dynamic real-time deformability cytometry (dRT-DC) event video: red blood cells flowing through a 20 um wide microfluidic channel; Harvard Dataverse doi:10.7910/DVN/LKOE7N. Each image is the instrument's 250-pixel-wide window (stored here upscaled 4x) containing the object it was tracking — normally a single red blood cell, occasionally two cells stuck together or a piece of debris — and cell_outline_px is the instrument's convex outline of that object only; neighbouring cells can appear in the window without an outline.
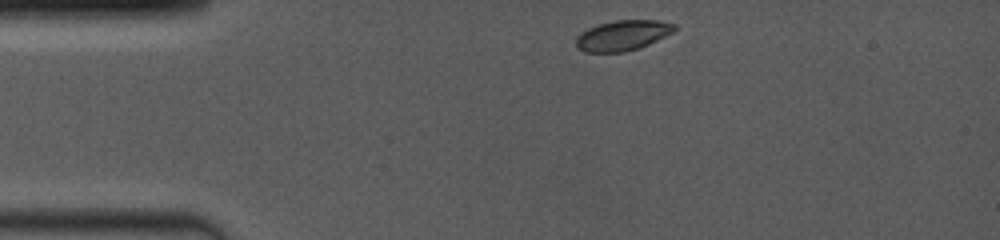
{"species": "common noctule bat (a hibernating species)", "species_latin": "Nyctalus noctula", "temperature_condition": "room temperature", "stored_images_in_passage": 30, "camera_frame_rate_fps": 4000, "um_per_image_px": 0.085, "animal": {"sex": "female", "body_mass_g": 19.0, "forearm_length_mm": 53.3}, "frame": {"image": 1, "passage_image": 1, "time_ms": 0.0, "image_size_px": [1000, 240], "cell_outline_px": [[676, 28], [672, 32], [648, 44], [624, 52], [584, 52], [576, 48], [576, 36], [580, 32], [588, 28], [600, 24], [616, 20], [656, 20], [676, 24]], "centroid_in_image_um": [52.87, 3.01], "position_along_channel_um": 32.1, "area_um2": 17.22}}
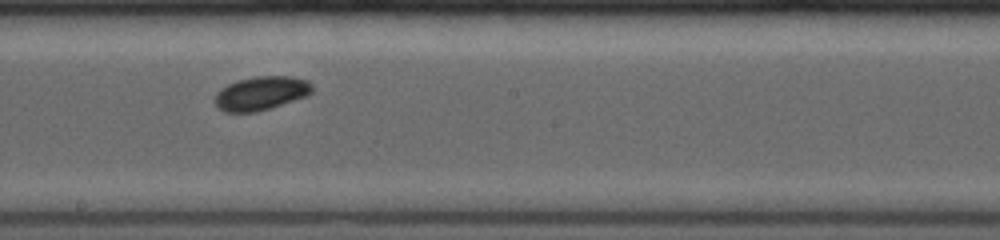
{"frame": {"image": 2, "passage_image": 15, "time_ms": 6.0, "image_size_px": [1000, 240], "cell_outline_px": [[312, 92], [308, 96], [256, 112], [224, 112], [216, 108], [216, 92], [220, 88], [236, 80], [252, 76], [292, 76], [308, 80], [312, 84]], "centroid_in_image_um": [22.19, 7.91], "position_along_channel_um": 226.0, "area_um2": 19.36}}
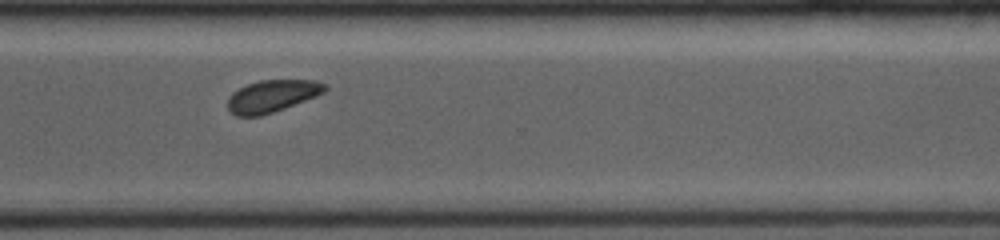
{"frame": {"image": 3, "passage_image": 29, "time_ms": 9.0, "image_size_px": [1000, 240], "cell_outline_px": [[328, 88], [324, 92], [316, 96], [284, 108], [260, 116], [236, 116], [228, 108], [228, 96], [232, 92], [248, 84], [260, 80], [316, 80], [328, 84]], "centroid_in_image_um": [23.14, 8.15], "position_along_channel_um": 347.5, "area_um2": 18.15}}